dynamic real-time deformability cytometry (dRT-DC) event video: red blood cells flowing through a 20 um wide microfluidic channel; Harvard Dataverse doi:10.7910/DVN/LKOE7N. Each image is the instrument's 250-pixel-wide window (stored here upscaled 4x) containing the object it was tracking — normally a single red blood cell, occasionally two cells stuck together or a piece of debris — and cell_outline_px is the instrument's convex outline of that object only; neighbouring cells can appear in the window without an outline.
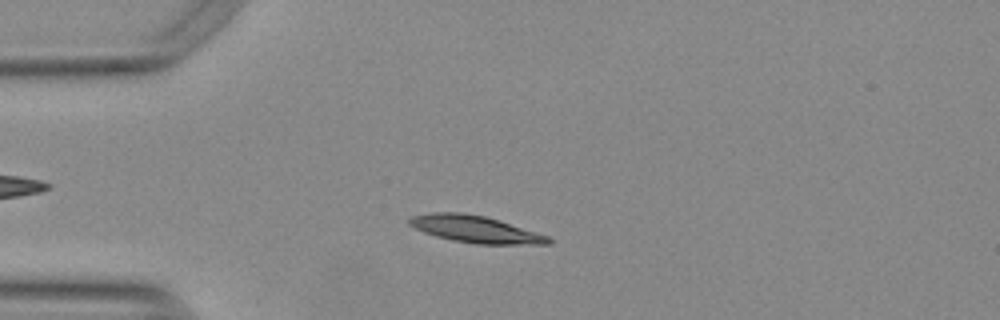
{"species": "Egyptian fruit bat (a non-hibernating species)", "species_latin": "Rousettus aegyptiacus", "temperature_condition": "warm", "stored_images_in_passage": 52, "camera_frame_rate_fps": 3000, "um_per_image_px": 0.085, "animal": {"sex": "female"}, "frame": {"image": 1, "passage_image": 13, "time_ms": 4.0, "image_size_px": [1000, 320], "cell_outline_px": [[552, 244], [476, 244], [452, 240], [436, 236], [424, 232], [408, 224], [408, 220], [412, 216], [432, 212], [464, 212], [484, 216], [548, 236], [552, 240]], "centroid_in_image_um": [40.37, 19.48], "position_along_channel_um": 44.6, "area_um2": 21.56}}
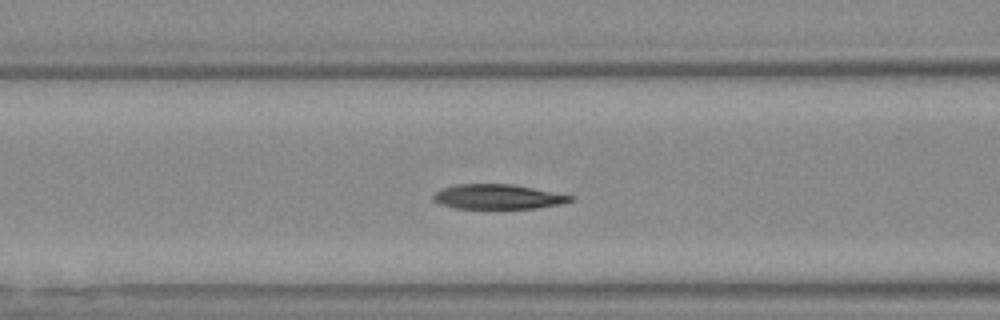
{"frame": {"image": 2, "passage_image": 21, "time_ms": 6.667, "image_size_px": [1000, 320], "cell_outline_px": [[576, 200], [560, 204], [536, 208], [488, 212], [456, 208], [440, 204], [432, 200], [432, 196], [436, 192], [444, 188], [456, 184], [508, 184], [532, 188], [572, 196]], "centroid_in_image_um": [42.27, 16.79], "position_along_channel_um": 124.3, "area_um2": 20.63}}
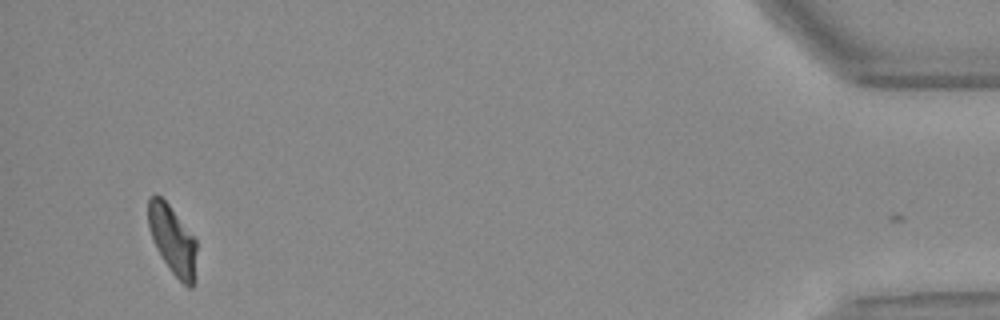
{"frame": {"image": 3, "passage_image": 51, "time_ms": 16.667, "image_size_px": [1000, 320], "cell_outline_px": [[196, 248], [192, 288], [188, 288], [172, 272], [156, 248], [152, 240], [148, 228], [148, 200], [156, 192], [168, 204], [196, 240]], "centroid_in_image_um": [14.62, 20.36], "position_along_channel_um": 420.6, "area_um2": 18.9}, "authors_computed_cell_mechanics": {"area_um2": 20.7213, "velocity_mm_per_s": 3.7554, "shape_relaxation_time_tau1_ms": 4.6149, "shape_relaxation_time_tau2_ms": 3.4342, "deformation_change_tau1": 0.1922, "deformation_change_tau2": 0.0647}}